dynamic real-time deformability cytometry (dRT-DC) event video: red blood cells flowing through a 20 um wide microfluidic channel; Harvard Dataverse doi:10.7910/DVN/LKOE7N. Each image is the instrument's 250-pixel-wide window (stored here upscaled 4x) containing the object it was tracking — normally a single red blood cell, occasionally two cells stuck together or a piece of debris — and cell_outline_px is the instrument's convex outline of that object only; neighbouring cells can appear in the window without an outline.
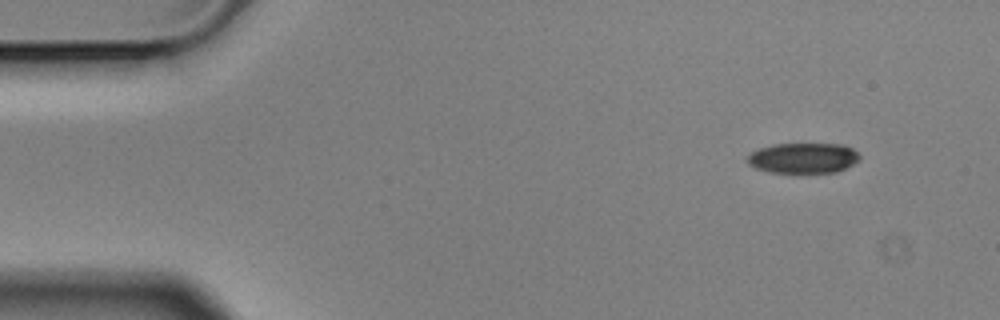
{"species": "Egyptian fruit bat (a non-hibernating species)", "species_latin": "Rousettus aegyptiacus", "temperature_condition": "cold", "stored_images_in_passage": 4, "camera_frame_rate_fps": 3000, "um_per_image_px": 0.085, "animal": {"sex": "male"}, "frame": {"image": 1, "passage_image": 1, "time_ms": 0.0, "image_size_px": [1000, 320], "cell_outline_px": [[860, 160], [836, 172], [796, 176], [768, 172], [756, 168], [748, 164], [744, 160], [752, 152], [760, 148], [772, 144], [844, 144], [852, 148], [860, 156]], "centroid_in_image_um": [68.24, 13.48], "position_along_channel_um": 16.8, "area_um2": 20.81}}
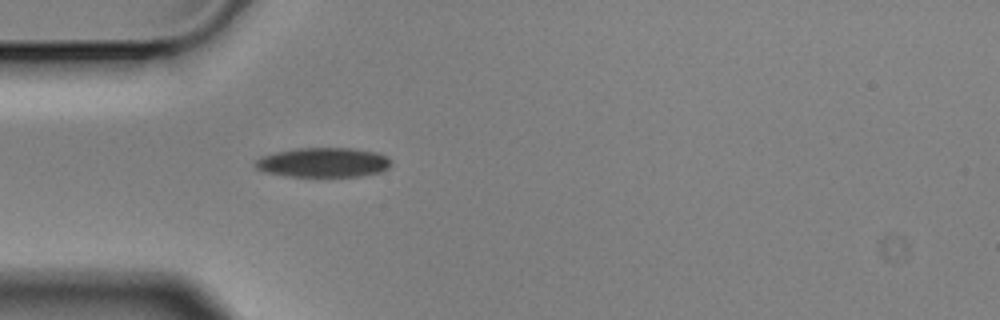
{"frame": {"image": 2, "passage_image": 4, "time_ms": 1.0, "image_size_px": [1000, 320], "cell_outline_px": [[392, 164], [388, 168], [380, 172], [360, 176], [288, 176], [264, 172], [256, 168], [252, 164], [260, 156], [276, 152], [296, 148], [352, 148], [376, 152], [388, 156], [392, 160]], "centroid_in_image_um": [27.48, 13.8], "position_along_channel_um": 57.5, "area_um2": 23.58}}